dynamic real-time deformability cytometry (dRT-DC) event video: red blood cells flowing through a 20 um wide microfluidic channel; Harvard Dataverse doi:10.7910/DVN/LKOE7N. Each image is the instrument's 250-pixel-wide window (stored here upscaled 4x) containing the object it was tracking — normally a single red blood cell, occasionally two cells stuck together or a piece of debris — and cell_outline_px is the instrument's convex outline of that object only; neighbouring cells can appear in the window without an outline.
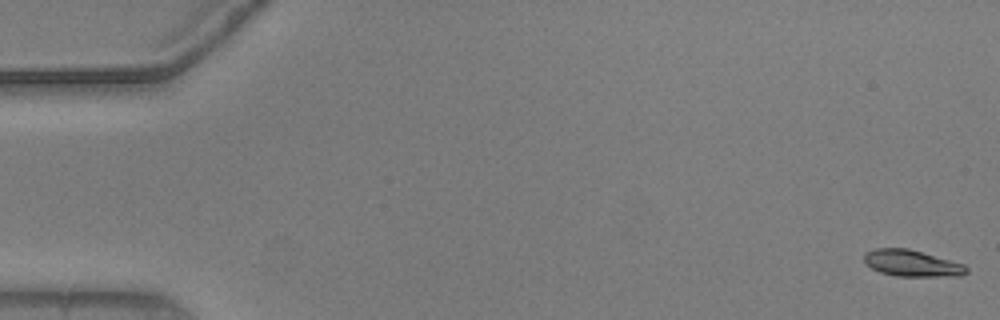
{"species": "common noctule bat (a hibernating species)", "species_latin": "Nyctalus noctula", "temperature_condition": "warm", "stored_images_in_passage": 17, "camera_frame_rate_fps": 3000, "um_per_image_px": 0.085, "animal": {"sex": "male", "body_mass_g": 20.5, "forearm_length_mm": 52.5}, "frame": {"image": 1, "passage_image": 1, "time_ms": 0.0, "image_size_px": [1000, 320], "cell_outline_px": [[968, 272], [960, 276], [896, 276], [880, 272], [864, 264], [864, 252], [876, 248], [908, 248], [964, 264], [968, 268]], "centroid_in_image_um": [77.49, 22.37], "position_along_channel_um": 7.5, "area_um2": 15.84}}
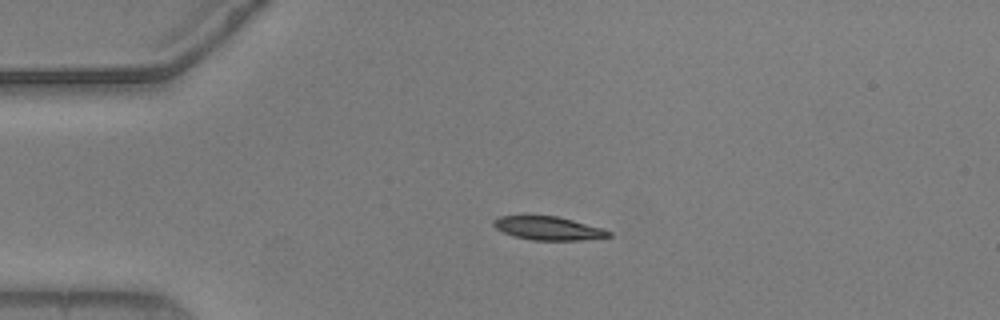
{"frame": {"image": 2, "passage_image": 13, "time_ms": 4.0, "image_size_px": [1000, 320], "cell_outline_px": [[612, 236], [580, 240], [532, 240], [512, 236], [496, 228], [492, 224], [492, 220], [500, 216], [528, 212], [556, 216], [604, 228], [612, 232]], "centroid_in_image_um": [46.52, 19.35], "position_along_channel_um": 38.5, "area_um2": 16.53}}